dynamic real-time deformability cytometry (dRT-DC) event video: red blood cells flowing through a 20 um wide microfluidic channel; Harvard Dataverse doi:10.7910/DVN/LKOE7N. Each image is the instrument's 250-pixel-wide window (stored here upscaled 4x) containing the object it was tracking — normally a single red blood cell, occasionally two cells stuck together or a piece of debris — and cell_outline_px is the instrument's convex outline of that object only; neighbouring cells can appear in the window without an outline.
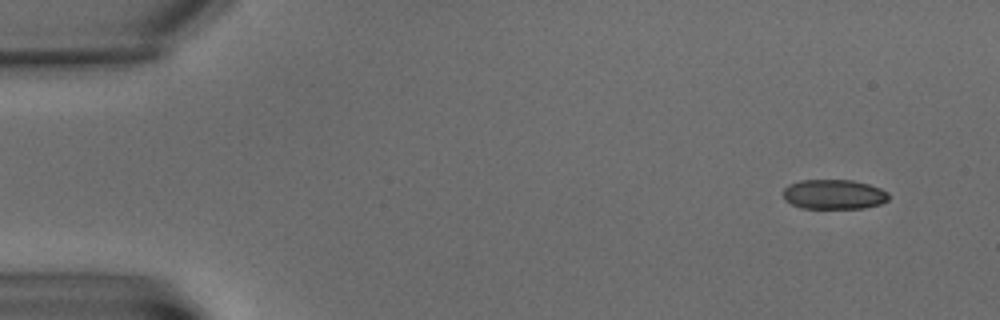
{"species": "common noctule bat (a hibernating species)", "species_latin": "Nyctalus noctula", "temperature_condition": "warm", "stored_images_in_passage": 8, "camera_frame_rate_fps": 3000, "um_per_image_px": 0.085, "animal": {"sex": "male", "body_mass_g": 15.6}, "frame": {"image": 1, "passage_image": 1, "time_ms": 0.0, "image_size_px": [1000, 320], "cell_outline_px": [[888, 200], [880, 204], [864, 208], [800, 208], [784, 200], [784, 188], [788, 184], [800, 180], [852, 180], [868, 184], [880, 188], [888, 192]], "centroid_in_image_um": [70.87, 16.52], "position_along_channel_um": 14.1, "area_um2": 18.32}}
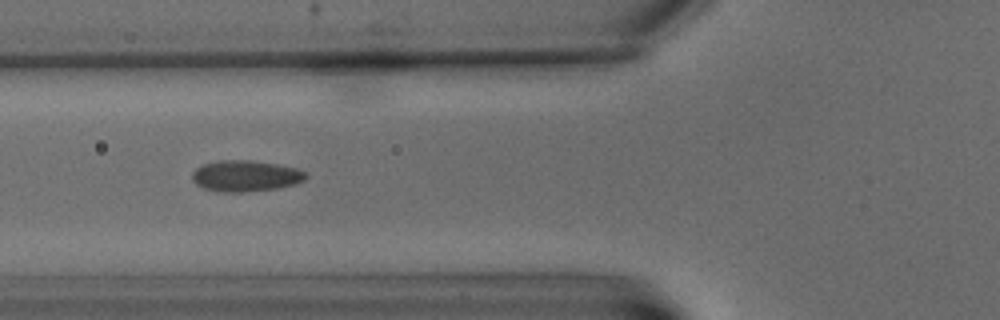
{"frame": {"image": 2, "passage_image": 6, "time_ms": 7.333, "image_size_px": [1000, 320], "cell_outline_px": [[308, 176], [304, 180], [296, 184], [276, 188], [240, 192], [220, 192], [204, 188], [196, 184], [192, 180], [192, 172], [196, 168], [204, 164], [220, 160], [252, 160], [276, 164], [296, 168], [304, 172]], "centroid_in_image_um": [20.86, 14.95], "position_along_channel_um": 104.9, "area_um2": 20.52}}
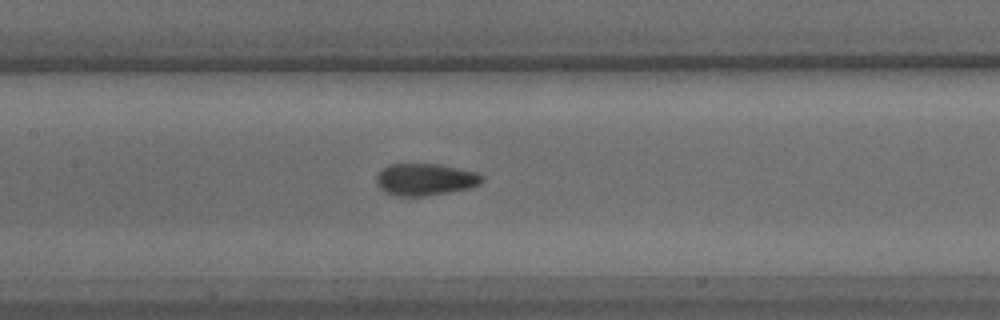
{"frame": {"image": 3, "passage_image": 8, "time_ms": 9.667, "image_size_px": [1000, 320], "cell_outline_px": [[484, 180], [480, 184], [468, 188], [448, 192], [424, 196], [396, 196], [384, 192], [380, 188], [376, 180], [376, 176], [388, 164], [436, 164], [476, 172], [484, 176]], "centroid_in_image_um": [36.14, 15.26], "position_along_channel_um": 171.3, "area_um2": 19.54}}